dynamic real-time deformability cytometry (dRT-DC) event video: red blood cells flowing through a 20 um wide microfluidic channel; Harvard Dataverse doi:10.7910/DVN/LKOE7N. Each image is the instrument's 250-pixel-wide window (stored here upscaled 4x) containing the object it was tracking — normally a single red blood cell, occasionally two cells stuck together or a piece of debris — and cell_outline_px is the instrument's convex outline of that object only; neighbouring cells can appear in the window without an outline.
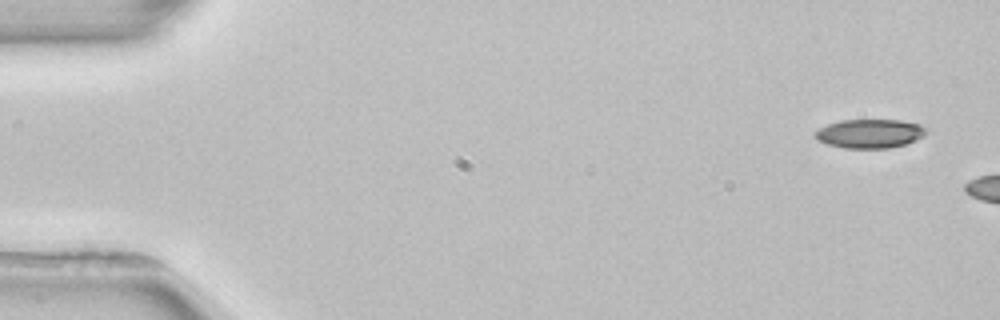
{"species": "common noctule bat (a hibernating species)", "species_latin": "Nyctalus noctula", "temperature_condition": "room temperature", "stored_images_in_passage": 5, "camera_frame_rate_fps": 3000, "um_per_image_px": 0.085, "animal": {"sex": "female", "body_mass_g": 22.7, "forearm_length_mm": 54.2}, "frame": {"image": 1, "passage_image": 1, "time_ms": 0.0, "image_size_px": [1000, 320], "cell_outline_px": [[928, 132], [924, 136], [908, 144], [888, 148], [844, 148], [828, 144], [820, 140], [816, 136], [816, 132], [820, 128], [828, 124], [840, 120], [900, 120], [920, 124]], "centroid_in_image_um": [73.99, 11.35], "position_along_channel_um": 11.0, "area_um2": 18.61}}
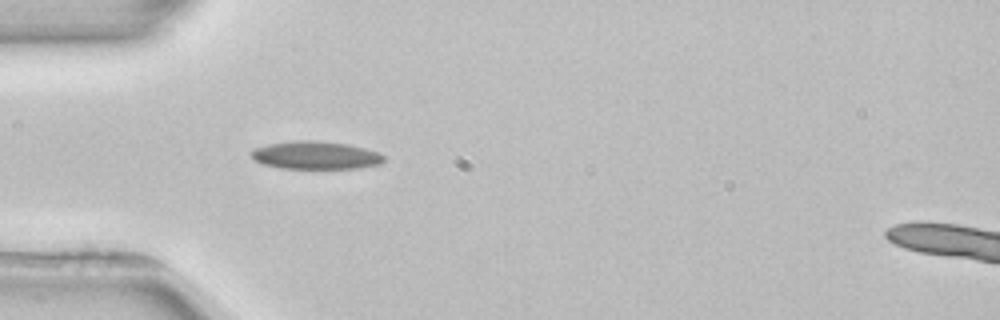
{"frame": {"image": 2, "passage_image": 5, "time_ms": 6.667, "image_size_px": [1000, 320], "cell_outline_px": [[384, 160], [380, 164], [360, 168], [280, 168], [264, 164], [256, 160], [252, 156], [252, 148], [268, 144], [292, 140], [316, 140], [348, 144], [364, 148], [376, 152], [384, 156]], "centroid_in_image_um": [26.82, 13.18], "position_along_channel_um": 58.2, "area_um2": 21.5}}